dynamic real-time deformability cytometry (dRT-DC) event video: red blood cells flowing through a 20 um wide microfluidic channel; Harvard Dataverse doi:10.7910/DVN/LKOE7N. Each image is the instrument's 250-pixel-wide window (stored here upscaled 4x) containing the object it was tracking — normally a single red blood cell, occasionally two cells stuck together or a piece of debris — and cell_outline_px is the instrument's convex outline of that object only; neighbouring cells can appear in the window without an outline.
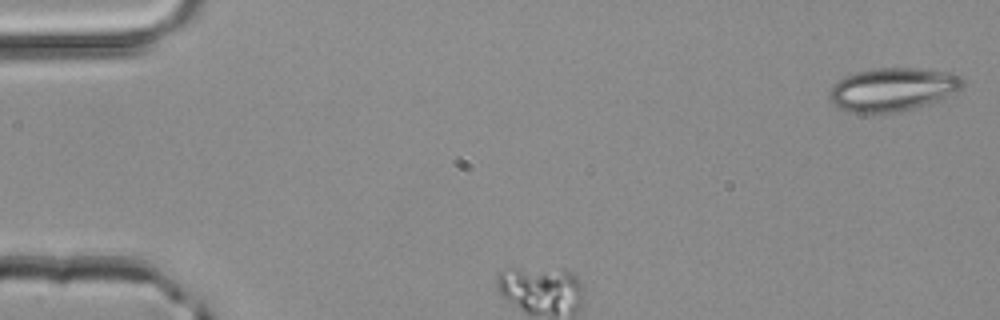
{"species": "common noctule bat (a hibernating species)", "species_latin": "Nyctalus noctula", "temperature_condition": "room temperature", "stored_images_in_passage": 41, "camera_frame_rate_fps": 3000, "um_per_image_px": 0.085, "animal": {"sex": "male", "body_mass_g": 20.4}, "frame": {"image": 1, "passage_image": 1, "time_ms": 0.0, "image_size_px": [1000, 320], "cell_outline_px": [[964, 84], [956, 92], [940, 100], [916, 108], [900, 112], [868, 116], [848, 112], [840, 108], [828, 100], [828, 92], [832, 84], [844, 76], [856, 72], [872, 68], [916, 68], [952, 72], [964, 76]], "centroid_in_image_um": [75.85, 7.63], "position_along_channel_um": 9.2, "area_um2": 34.91}}
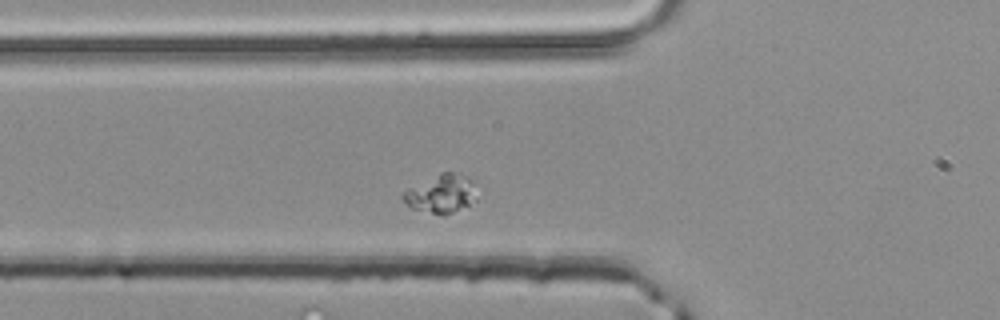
{"frame": {"image": 2, "passage_image": 8, "time_ms": 2.333, "image_size_px": [1000, 320], "cell_outline_px": [[476, 200], [444, 216], [412, 208], [400, 196], [400, 192], [440, 172], [460, 172], [468, 180]], "centroid_in_image_um": [37.4, 16.46], "position_along_channel_um": 88.4, "area_um2": 16.01}}
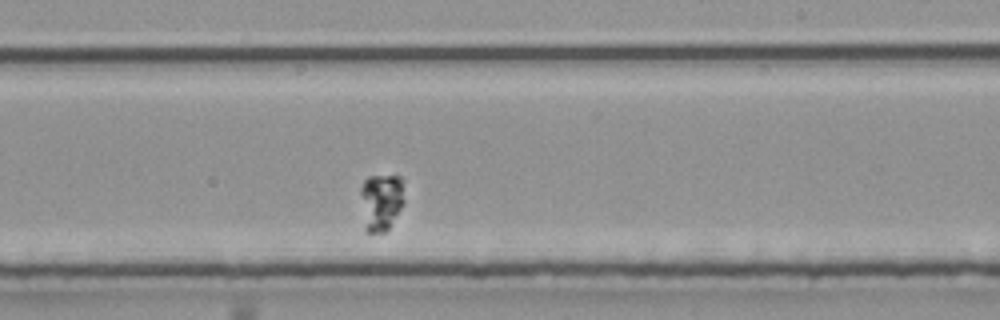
{"frame": {"image": 3, "passage_image": 21, "time_ms": 6.667, "image_size_px": [1000, 320], "cell_outline_px": [[404, 204], [388, 228], [384, 232], [368, 232], [364, 228], [360, 192], [360, 188], [364, 180], [368, 176], [400, 176], [404, 200]], "centroid_in_image_um": [32.37, 17.15], "position_along_channel_um": 256.6, "area_um2": 14.57}}